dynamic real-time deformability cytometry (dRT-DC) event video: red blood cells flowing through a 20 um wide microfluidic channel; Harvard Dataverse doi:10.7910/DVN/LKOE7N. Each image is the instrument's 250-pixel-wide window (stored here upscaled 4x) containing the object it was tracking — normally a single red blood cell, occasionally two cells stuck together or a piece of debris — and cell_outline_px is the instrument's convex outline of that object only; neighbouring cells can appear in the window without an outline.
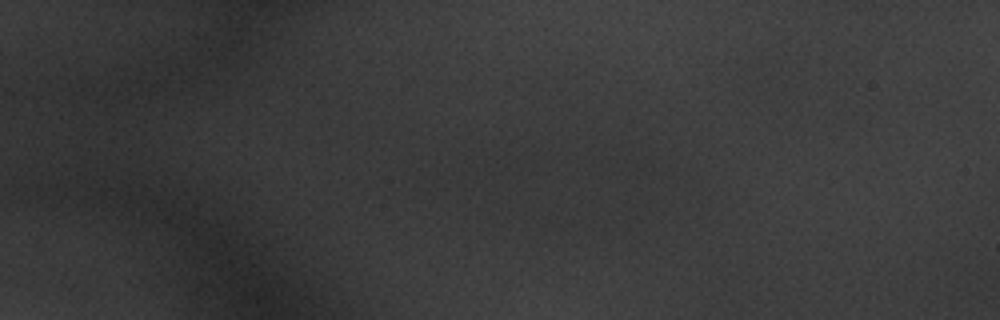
{"species": "common noctule bat (a hibernating species)", "species_latin": "Nyctalus noctula", "temperature_condition": "warm", "stored_images_in_passage": 2, "segment_of_instrument_passage": [2, 2], "camera_frame_rate_fps": 3000, "um_per_image_px": 0.085, "animal": {"sex": "male", "body_mass_g": 20.1, "forearm_length_mm": 53.5}, "frame": {"image": 1, "passage_image": 2, "time_ms": 0.333, "image_size_px": [1000, 320], "cell_outline_px": [[656, 172], [628, 180], [588, 172], [580, 168], [580, 164], [584, 156], [588, 152], [624, 152], [652, 160]], "centroid_in_image_um": [52.47, 14.02], "position_along_channel_um": 32.5, "area_um2": 11.33}}